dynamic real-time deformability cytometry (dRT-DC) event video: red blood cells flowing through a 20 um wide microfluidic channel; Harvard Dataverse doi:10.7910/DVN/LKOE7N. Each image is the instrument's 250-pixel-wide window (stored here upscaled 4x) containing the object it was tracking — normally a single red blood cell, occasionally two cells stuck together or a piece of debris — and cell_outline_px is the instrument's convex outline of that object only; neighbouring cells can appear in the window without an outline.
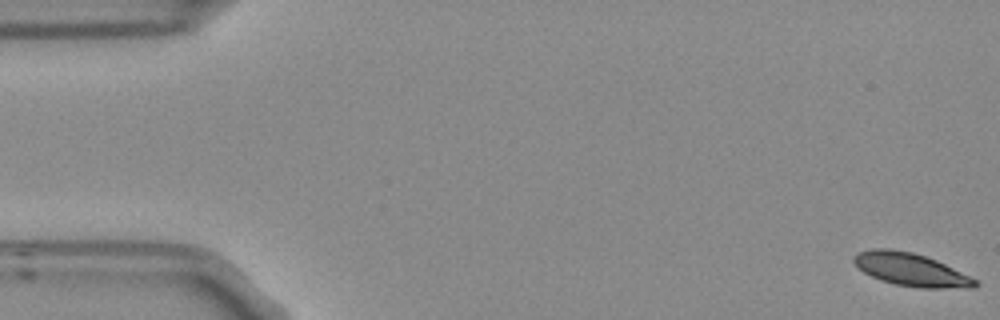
{"species": "Egyptian fruit bat (a non-hibernating species)", "species_latin": "Rousettus aegyptiacus", "temperature_condition": "room temperature", "stored_images_in_passage": 4, "camera_frame_rate_fps": 3000, "um_per_image_px": 0.085, "frame": {"image": 1, "passage_image": 1, "time_ms": 0.0, "image_size_px": [1000, 320], "cell_outline_px": [[980, 284], [972, 288], [920, 288], [896, 284], [880, 280], [864, 272], [852, 260], [852, 256], [856, 252], [872, 248], [892, 248], [912, 252], [936, 260], [976, 280]], "centroid_in_image_um": [77.38, 22.9], "position_along_channel_um": 7.6, "area_um2": 23.12}}